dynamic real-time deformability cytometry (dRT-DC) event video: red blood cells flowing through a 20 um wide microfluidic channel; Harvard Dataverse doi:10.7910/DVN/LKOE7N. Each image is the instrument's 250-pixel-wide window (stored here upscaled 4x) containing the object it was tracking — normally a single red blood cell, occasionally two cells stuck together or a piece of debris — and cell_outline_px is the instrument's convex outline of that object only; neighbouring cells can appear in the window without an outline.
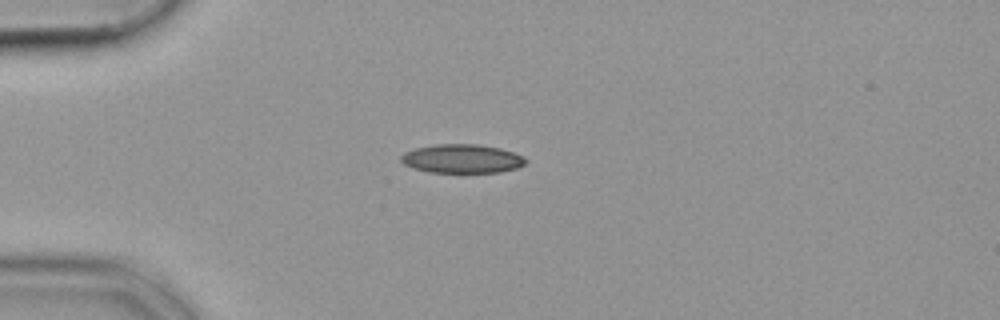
{"species": "common noctule bat (a hibernating species)", "species_latin": "Nyctalus noctula", "temperature_condition": "cold", "stored_images_in_passage": 40, "camera_frame_rate_fps": 3000, "um_per_image_px": 0.085, "animal": {"sex": "female", "body_mass_g": 19.9}, "frame": {"image": 1, "passage_image": 1, "time_ms": 0.0, "image_size_px": [1000, 320], "cell_outline_px": [[528, 160], [524, 164], [516, 168], [500, 172], [428, 172], [412, 168], [404, 164], [400, 160], [400, 156], [404, 152], [416, 148], [436, 144], [476, 144], [500, 148], [524, 156]], "centroid_in_image_um": [39.25, 13.49], "position_along_channel_um": 45.7, "area_um2": 20.92}}
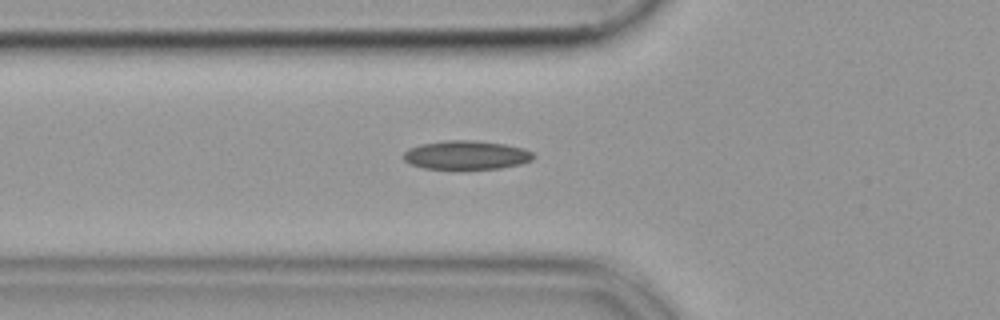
{"frame": {"image": 2, "passage_image": 6, "time_ms": 1.667, "image_size_px": [1000, 320], "cell_outline_px": [[536, 156], [532, 160], [520, 164], [500, 168], [424, 168], [408, 164], [404, 160], [404, 152], [408, 148], [420, 144], [444, 140], [476, 140], [504, 144], [524, 148], [532, 152]], "centroid_in_image_um": [39.63, 13.16], "position_along_channel_um": 86.2, "area_um2": 21.79}}
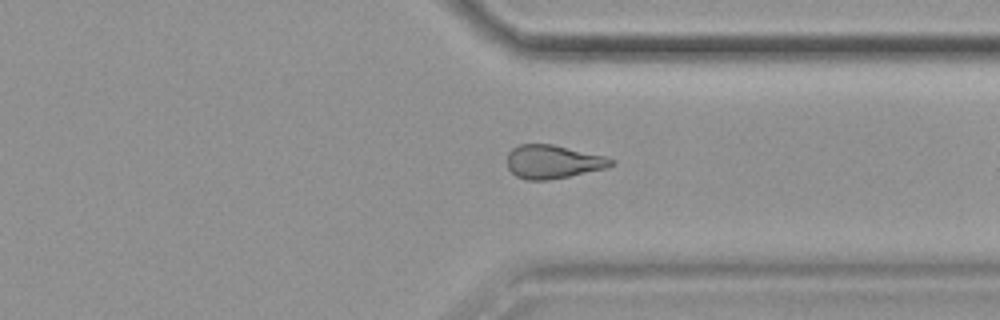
{"frame": {"image": 3, "passage_image": 28, "time_ms": 9.0, "image_size_px": [1000, 320], "cell_outline_px": [[616, 164], [608, 168], [548, 180], [524, 180], [516, 176], [508, 168], [508, 152], [512, 148], [520, 144], [552, 144], [604, 156], [616, 160]], "centroid_in_image_um": [47.02, 13.75], "position_along_channel_um": 364.4, "area_um2": 20.35}}